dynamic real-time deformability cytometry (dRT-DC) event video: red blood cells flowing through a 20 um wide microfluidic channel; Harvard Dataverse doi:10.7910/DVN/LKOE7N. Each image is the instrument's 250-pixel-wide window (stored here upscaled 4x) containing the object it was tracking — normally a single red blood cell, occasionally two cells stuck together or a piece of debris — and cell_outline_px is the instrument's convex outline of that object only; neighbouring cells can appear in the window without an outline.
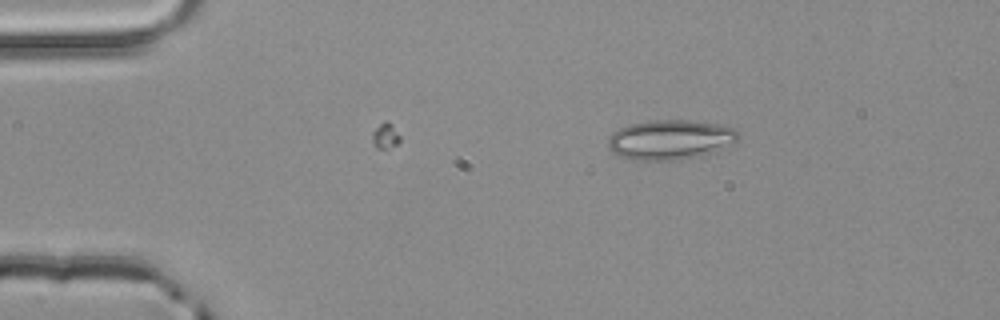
{"species": "common noctule bat (a hibernating species)", "species_latin": "Nyctalus noctula", "temperature_condition": "room temperature", "stored_images_in_passage": 3, "camera_frame_rate_fps": 3000, "um_per_image_px": 0.085, "animal": {"sex": "male", "body_mass_g": 20.4}, "frame": {"image": 1, "passage_image": 1, "time_ms": 0.0, "image_size_px": [1000, 320], "cell_outline_px": [[740, 136], [736, 140], [716, 152], [700, 156], [680, 160], [632, 160], [620, 156], [612, 152], [608, 144], [608, 136], [612, 132], [628, 124], [648, 120], [696, 120], [716, 124], [732, 128]], "centroid_in_image_um": [56.93, 11.87], "position_along_channel_um": 28.1, "area_um2": 30.35}}